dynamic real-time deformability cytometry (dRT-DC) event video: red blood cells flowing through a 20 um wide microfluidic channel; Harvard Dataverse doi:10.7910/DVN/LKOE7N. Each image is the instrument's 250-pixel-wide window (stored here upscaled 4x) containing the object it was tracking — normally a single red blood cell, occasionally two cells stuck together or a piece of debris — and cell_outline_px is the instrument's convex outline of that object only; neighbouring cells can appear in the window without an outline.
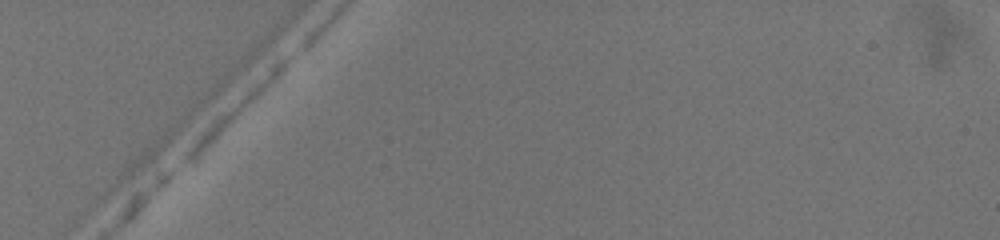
{"species": "common noctule bat (a hibernating species)", "species_latin": "Nyctalus noctula", "temperature_condition": "warm", "stored_images_in_passage": 4, "camera_frame_rate_fps": 3000, "um_per_image_px": 0.085, "animal": {"sex": "female", "body_mass_g": 19.5, "forearm_length_mm": 54.1}, "frame": {"image": 1, "passage_image": 1, "time_ms": 0.0, "image_size_px": [1000, 240], "cell_outline_px": [[292, 56], [288, 64], [224, 124], [184, 160], [180, 160], [184, 152], [196, 136], [220, 112], [280, 56], [292, 52]], "centroid_in_image_um": [20.25, 8.77], "position_along_channel_um": 64.8, "area_um2": 11.27}}